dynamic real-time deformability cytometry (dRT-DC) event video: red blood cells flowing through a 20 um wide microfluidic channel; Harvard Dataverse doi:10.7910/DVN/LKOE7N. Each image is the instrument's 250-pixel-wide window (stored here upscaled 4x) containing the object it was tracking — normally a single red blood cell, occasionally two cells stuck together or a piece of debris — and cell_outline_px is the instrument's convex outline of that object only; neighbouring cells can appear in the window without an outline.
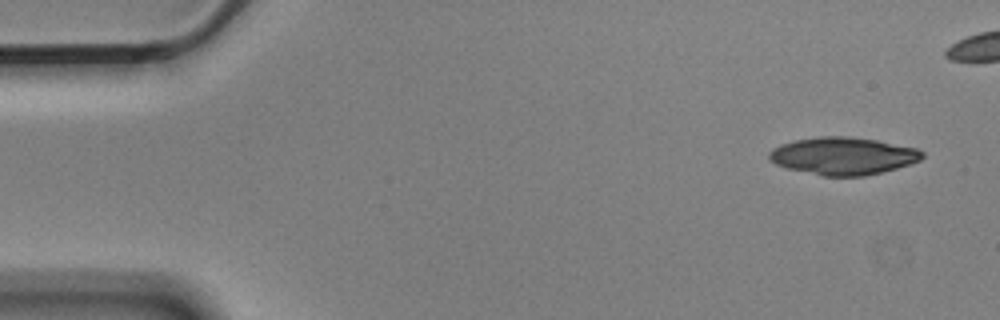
{"species": "Egyptian fruit bat (a non-hibernating species)", "species_latin": "Rousettus aegyptiacus", "temperature_condition": "cold", "stored_images_in_passage": 5, "camera_frame_rate_fps": 3000, "um_per_image_px": 0.085, "animal": {"sex": "male"}, "frame": {"image": 1, "passage_image": 1, "time_ms": 0.0, "image_size_px": [1000, 320], "cell_outline_px": [[924, 156], [920, 160], [896, 168], [864, 176], [824, 176], [788, 168], [776, 164], [768, 160], [768, 152], [772, 148], [780, 144], [796, 140], [820, 136], [848, 136], [876, 140], [916, 148], [924, 152]], "centroid_in_image_um": [71.63, 13.25], "position_along_channel_um": 13.4, "area_um2": 33.29}}